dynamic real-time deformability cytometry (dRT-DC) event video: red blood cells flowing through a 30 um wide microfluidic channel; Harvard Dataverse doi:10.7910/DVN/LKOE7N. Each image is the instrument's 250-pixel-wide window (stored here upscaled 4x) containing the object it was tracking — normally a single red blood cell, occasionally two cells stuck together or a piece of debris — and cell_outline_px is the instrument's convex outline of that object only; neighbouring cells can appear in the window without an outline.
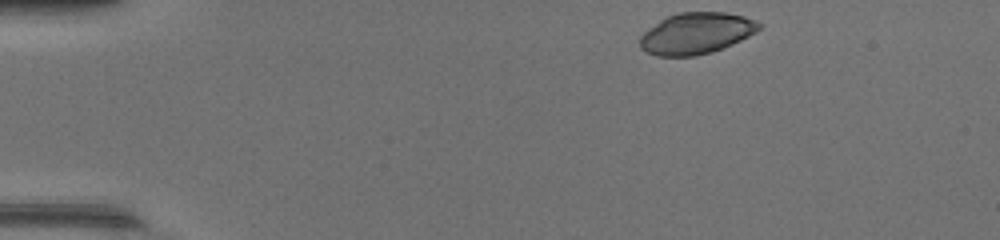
{"species": "common noctule bat (a hibernating species)", "species_latin": "Nyctalus noctula", "temperature_condition": "warm", "stored_images_in_passage": 41, "camera_frame_rate_fps": 3000, "um_per_image_px": 0.085, "animal": {"sex": "female", "body_mass_g": 17.0, "forearm_length_mm": 48.0}, "frame": {"image": 1, "passage_image": 1, "time_ms": 0.0, "image_size_px": [1000, 240], "cell_outline_px": [[764, 24], [756, 32], [732, 44], [712, 52], [696, 56], [656, 56], [640, 48], [640, 36], [648, 28], [660, 20], [668, 16], [680, 12], [724, 12], [744, 16]], "centroid_in_image_um": [59.18, 2.83], "position_along_channel_um": 25.8, "area_um2": 28.67}}
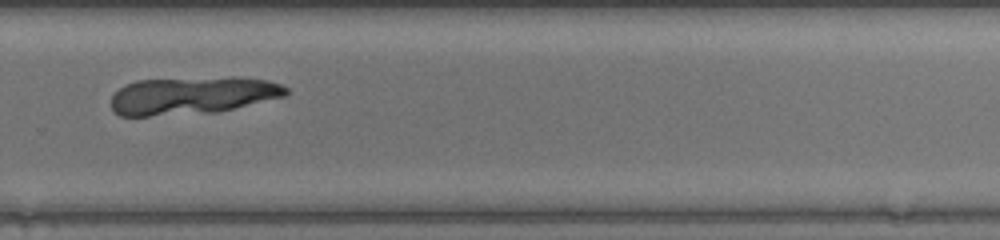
{"frame": {"image": 2, "passage_image": 27, "time_ms": 8.667, "image_size_px": [1000, 240], "cell_outline_px": [[288, 92], [284, 96], [216, 112], [148, 116], [120, 116], [112, 108], [112, 96], [124, 84], [136, 80], [268, 80], [280, 84], [288, 88]], "centroid_in_image_um": [16.24, 8.17], "position_along_channel_um": 313.6, "area_um2": 36.47}}
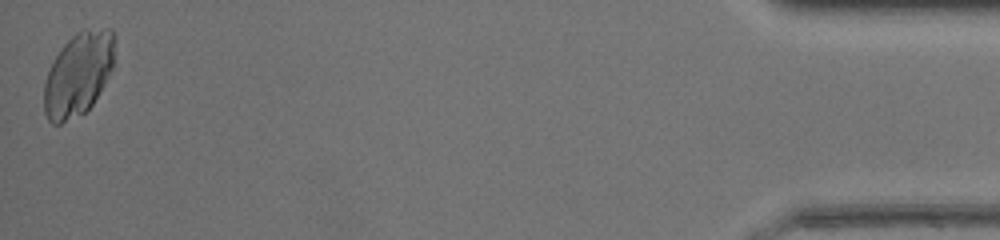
{"frame": {"image": 3, "passage_image": 41, "time_ms": 13.333, "image_size_px": [1000, 240], "cell_outline_px": [[116, 36], [112, 68], [104, 84], [92, 104], [84, 112], [60, 124], [52, 124], [48, 120], [44, 112], [44, 84], [48, 72], [60, 48], [80, 28], [112, 28]], "centroid_in_image_um": [6.67, 6.25], "position_along_channel_um": 428.5, "area_um2": 34.45}}